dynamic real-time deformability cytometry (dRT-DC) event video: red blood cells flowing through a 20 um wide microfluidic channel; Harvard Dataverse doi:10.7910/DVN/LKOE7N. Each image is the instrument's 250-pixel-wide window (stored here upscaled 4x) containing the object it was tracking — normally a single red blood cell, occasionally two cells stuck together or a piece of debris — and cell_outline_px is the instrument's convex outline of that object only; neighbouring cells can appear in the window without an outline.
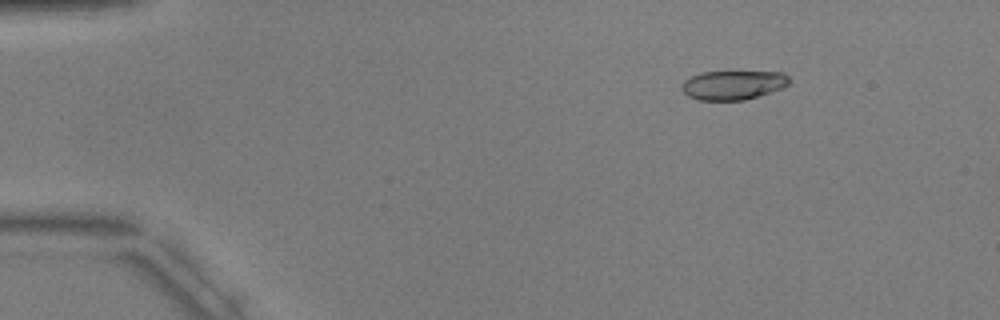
{"species": "common noctule bat (a hibernating species)", "species_latin": "Nyctalus noctula", "temperature_condition": "warm", "stored_images_in_passage": 5, "camera_frame_rate_fps": 3000, "um_per_image_px": 0.085, "animal": {"sex": "male", "body_mass_g": 17.9, "forearm_length_mm": 54.2}, "frame": {"image": 1, "passage_image": 3, "time_ms": 2.333, "image_size_px": [1000, 320], "cell_outline_px": [[792, 80], [784, 88], [772, 92], [744, 100], [700, 100], [688, 96], [684, 92], [684, 80], [700, 72], [784, 72]], "centroid_in_image_um": [62.39, 7.22], "position_along_channel_um": 22.6, "area_um2": 18.21}}